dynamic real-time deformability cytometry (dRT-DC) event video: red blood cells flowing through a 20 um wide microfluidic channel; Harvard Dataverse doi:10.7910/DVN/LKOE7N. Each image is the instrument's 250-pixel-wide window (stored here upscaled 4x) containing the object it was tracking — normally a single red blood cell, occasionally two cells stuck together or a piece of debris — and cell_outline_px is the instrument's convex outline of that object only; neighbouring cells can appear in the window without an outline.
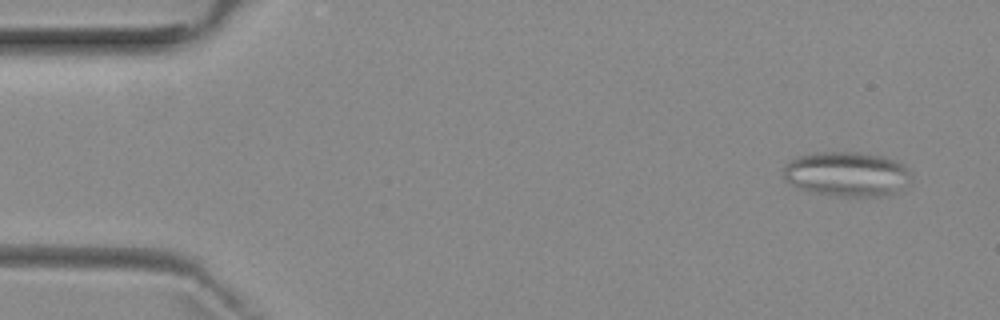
{"species": "common noctule bat (a hibernating species)", "species_latin": "Nyctalus noctula", "temperature_condition": "room temperature", "stored_images_in_passage": 4, "camera_frame_rate_fps": 3000, "um_per_image_px": 0.085, "animal": {"sex": "female", "body_mass_g": 29.2, "forearm_length_mm": 56.3}, "frame": {"image": 1, "passage_image": 1, "time_ms": 0.0, "image_size_px": [1000, 320], "cell_outline_px": [[912, 180], [896, 192], [880, 196], [836, 196], [808, 192], [784, 180], [784, 168], [792, 160], [800, 156], [812, 152], [860, 152], [884, 156], [896, 160], [904, 164], [912, 172]], "centroid_in_image_um": [72.03, 14.79], "position_along_channel_um": 13.0, "area_um2": 33.58}}